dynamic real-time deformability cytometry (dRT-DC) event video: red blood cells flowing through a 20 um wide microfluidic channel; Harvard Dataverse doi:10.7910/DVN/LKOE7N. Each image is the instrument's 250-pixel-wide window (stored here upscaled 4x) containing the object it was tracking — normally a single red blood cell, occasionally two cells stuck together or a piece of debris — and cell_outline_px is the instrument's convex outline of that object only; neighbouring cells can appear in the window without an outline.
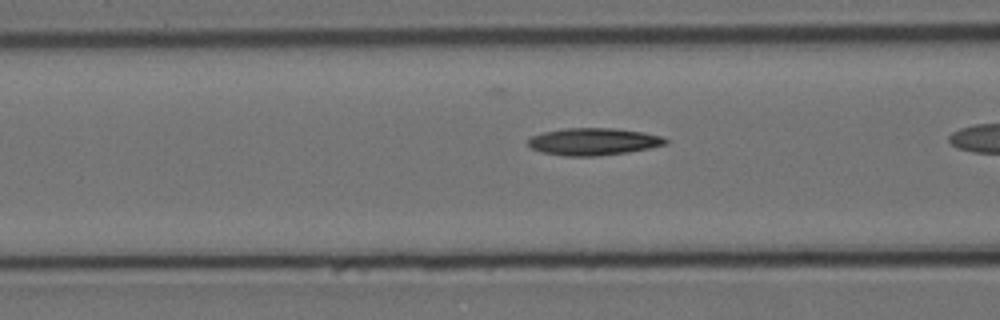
{"species": "Egyptian fruit bat (a non-hibernating species)", "species_latin": "Rousettus aegyptiacus", "temperature_condition": "cold", "stored_images_in_passage": 35, "camera_frame_rate_fps": 3000, "um_per_image_px": 0.085, "animal": {"sex": "female"}, "frame": {"image": 1, "passage_image": 13, "time_ms": 4.0, "image_size_px": [1000, 320], "cell_outline_px": [[668, 144], [628, 152], [596, 156], [564, 156], [540, 152], [532, 148], [528, 144], [528, 140], [532, 136], [544, 132], [564, 128], [612, 128], [644, 132], [660, 136], [668, 140]], "centroid_in_image_um": [50.43, 12.04], "position_along_channel_um": 116.2, "area_um2": 21.73}}
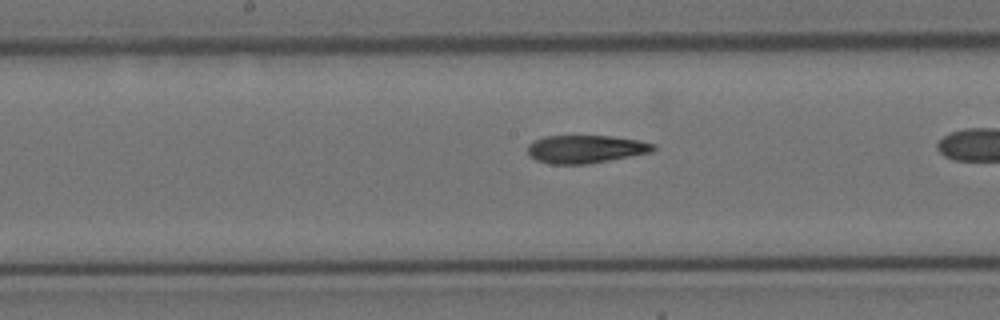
{"frame": {"image": 2, "passage_image": 20, "time_ms": 6.333, "image_size_px": [1000, 320], "cell_outline_px": [[656, 148], [652, 152], [588, 164], [552, 164], [536, 160], [528, 156], [528, 144], [544, 136], [612, 136], [640, 140], [656, 144]], "centroid_in_image_um": [49.79, 12.67], "position_along_channel_um": 198.4, "area_um2": 20.58}}
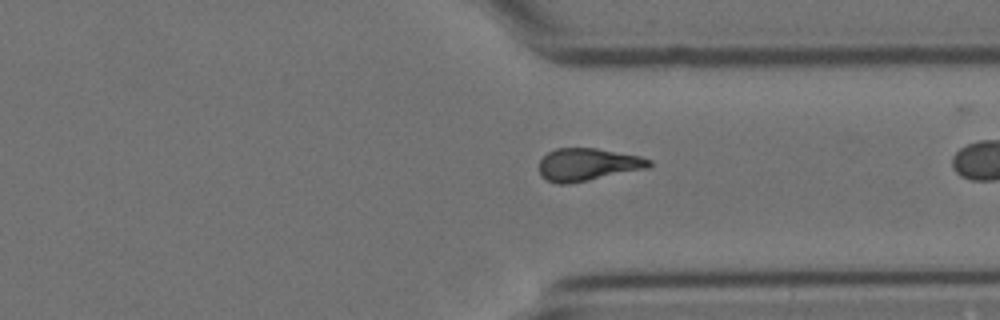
{"frame": {"image": 3, "passage_image": 34, "time_ms": 11.0, "image_size_px": [1000, 320], "cell_outline_px": [[652, 164], [648, 168], [568, 184], [556, 184], [540, 176], [540, 160], [548, 152], [556, 148], [596, 148], [640, 156], [652, 160]], "centroid_in_image_um": [49.95, 13.98], "position_along_channel_um": 361.4, "area_um2": 20.81}}